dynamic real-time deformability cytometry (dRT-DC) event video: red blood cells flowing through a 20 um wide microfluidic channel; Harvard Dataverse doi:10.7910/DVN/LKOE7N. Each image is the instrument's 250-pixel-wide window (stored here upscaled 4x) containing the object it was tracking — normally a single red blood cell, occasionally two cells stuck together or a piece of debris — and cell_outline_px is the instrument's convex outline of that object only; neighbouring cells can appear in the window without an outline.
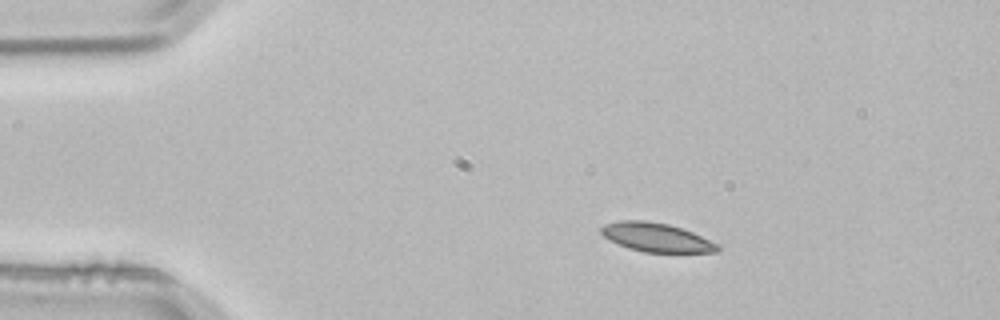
{"species": "common noctule bat (a hibernating species)", "species_latin": "Nyctalus noctula", "temperature_condition": "room temperature", "stored_images_in_passage": 2, "camera_frame_rate_fps": 3000, "um_per_image_px": 0.085, "animal": {"sex": "male", "body_mass_g": 21.5, "forearm_length_mm": 52.0}, "frame": {"image": 1, "passage_image": 1, "time_ms": 0.0, "image_size_px": [1000, 320], "cell_outline_px": [[720, 248], [716, 252], [644, 252], [628, 248], [604, 236], [600, 232], [600, 228], [604, 224], [620, 220], [648, 220], [668, 224], [692, 232], [720, 244]], "centroid_in_image_um": [55.8, 20.17], "position_along_channel_um": 29.2, "area_um2": 19.48}}